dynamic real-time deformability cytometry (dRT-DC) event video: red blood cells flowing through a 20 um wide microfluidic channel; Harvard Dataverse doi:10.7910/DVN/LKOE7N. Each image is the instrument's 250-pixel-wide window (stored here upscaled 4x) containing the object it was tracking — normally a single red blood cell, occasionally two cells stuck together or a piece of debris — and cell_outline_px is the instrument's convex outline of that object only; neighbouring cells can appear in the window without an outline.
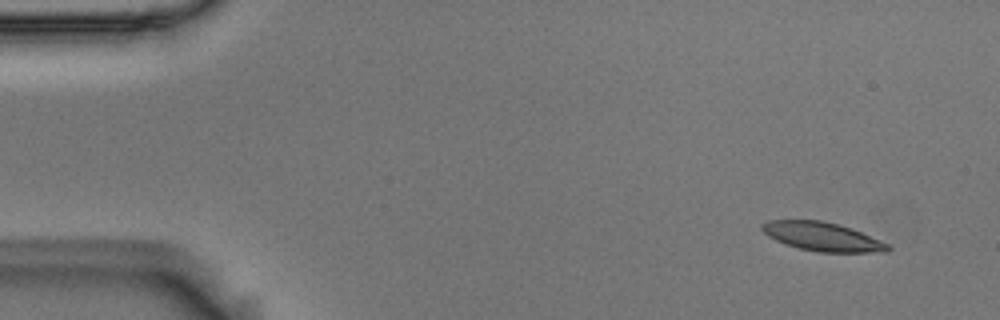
{"species": "Egyptian fruit bat (a non-hibernating species)", "species_latin": "Rousettus aegyptiacus", "temperature_condition": "room temperature", "stored_images_in_passage": 6, "camera_frame_rate_fps": 3000, "um_per_image_px": 0.085, "animal": {"sex": "male"}, "frame": {"image": 1, "passage_image": 1, "time_ms": 0.0, "image_size_px": [1000, 320], "cell_outline_px": [[892, 248], [888, 252], [816, 252], [784, 244], [768, 236], [760, 228], [760, 224], [768, 220], [820, 220], [836, 224], [860, 232], [888, 244]], "centroid_in_image_um": [69.85, 20.12], "position_along_channel_um": 15.1, "area_um2": 20.87}}
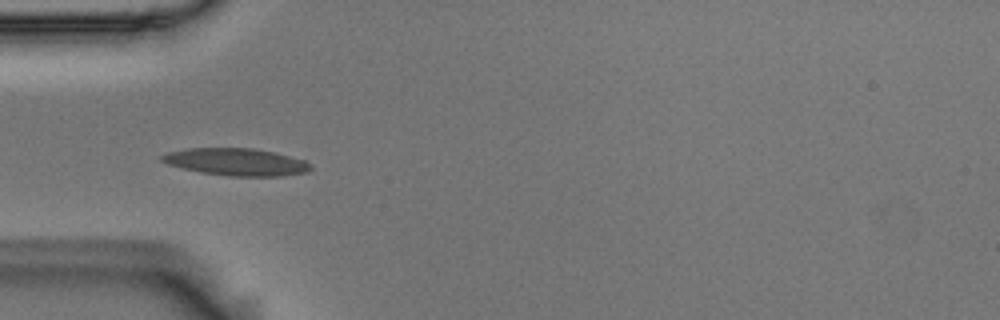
{"frame": {"image": 2, "passage_image": 4, "time_ms": 1.0, "image_size_px": [1000, 320], "cell_outline_px": [[312, 168], [308, 172], [280, 176], [228, 176], [200, 172], [168, 164], [160, 160], [160, 156], [168, 152], [188, 148], [252, 148], [272, 152], [304, 160]], "centroid_in_image_um": [20.05, 13.77], "position_along_channel_um": 64.9, "area_um2": 23.41}}
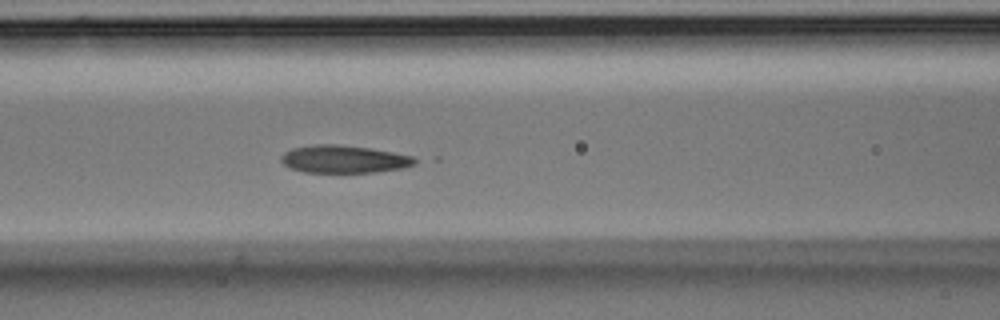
{"frame": {"image": 3, "passage_image": 6, "time_ms": 1.667, "image_size_px": [1000, 320], "cell_outline_px": [[420, 160], [416, 164], [400, 168], [376, 172], [304, 172], [292, 168], [284, 164], [280, 160], [280, 156], [284, 152], [292, 148], [316, 144], [336, 144], [368, 148], [392, 152], [412, 156]], "centroid_in_image_um": [29.23, 13.52], "position_along_channel_um": 137.4, "area_um2": 21.44}}